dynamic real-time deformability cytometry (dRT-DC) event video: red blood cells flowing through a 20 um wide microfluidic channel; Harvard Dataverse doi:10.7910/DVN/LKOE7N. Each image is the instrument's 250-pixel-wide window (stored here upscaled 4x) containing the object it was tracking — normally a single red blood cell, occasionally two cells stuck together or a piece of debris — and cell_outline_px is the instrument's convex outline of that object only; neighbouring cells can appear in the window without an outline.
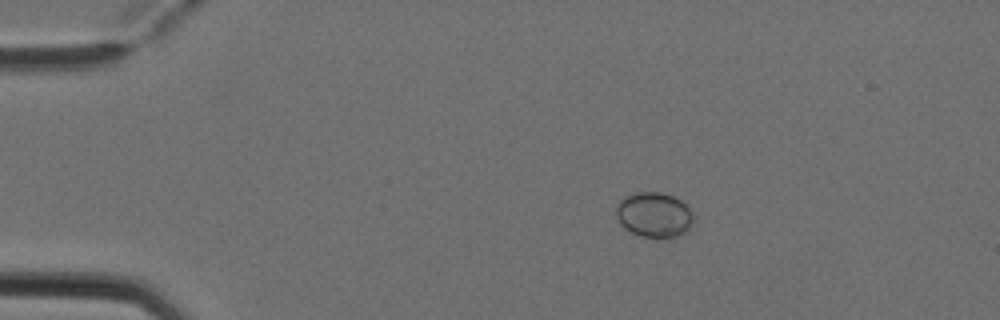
{"species": "Egyptian fruit bat (a non-hibernating species)", "species_latin": "Rousettus aegyptiacus", "temperature_condition": "cold", "stored_images_in_passage": 4, "camera_frame_rate_fps": 3000, "um_per_image_px": 0.085, "animal": {"sex": "female"}, "frame": {"image": 1, "passage_image": 2, "time_ms": 0.333, "image_size_px": [1000, 320], "cell_outline_px": [[696, 220], [684, 232], [676, 236], [640, 236], [624, 228], [620, 224], [616, 216], [616, 204], [624, 196], [636, 192], [660, 192], [672, 196], [680, 200], [688, 208]], "centroid_in_image_um": [55.56, 18.23], "position_along_channel_um": 29.4, "area_um2": 20.11}}
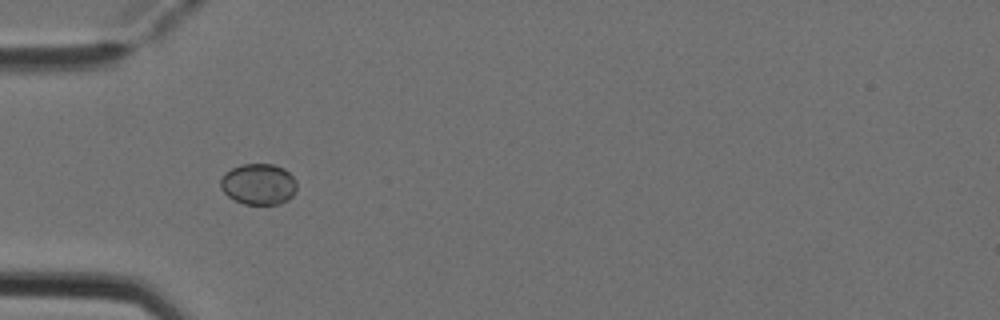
{"frame": {"image": 2, "passage_image": 3, "time_ms": 0.667, "image_size_px": [1000, 320], "cell_outline_px": [[296, 192], [288, 200], [280, 204], [244, 204], [228, 196], [220, 188], [220, 180], [224, 172], [232, 168], [244, 164], [272, 164], [284, 168], [296, 180]], "centroid_in_image_um": [21.98, 15.65], "position_along_channel_um": 63.0, "area_um2": 18.32}}
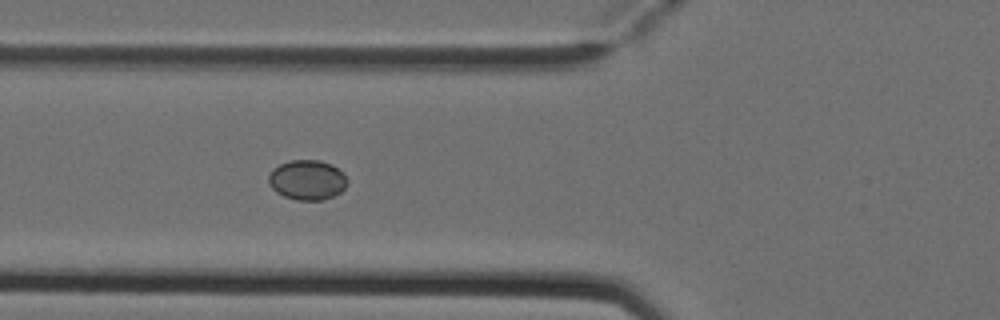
{"frame": {"image": 3, "passage_image": 4, "time_ms": 1.0, "image_size_px": [1000, 320], "cell_outline_px": [[348, 184], [340, 192], [324, 200], [296, 200], [284, 196], [276, 192], [268, 184], [268, 176], [272, 168], [288, 160], [320, 160], [332, 164], [344, 172], [348, 180]], "centroid_in_image_um": [26.12, 15.28], "position_along_channel_um": 99.7, "area_um2": 18.61}}